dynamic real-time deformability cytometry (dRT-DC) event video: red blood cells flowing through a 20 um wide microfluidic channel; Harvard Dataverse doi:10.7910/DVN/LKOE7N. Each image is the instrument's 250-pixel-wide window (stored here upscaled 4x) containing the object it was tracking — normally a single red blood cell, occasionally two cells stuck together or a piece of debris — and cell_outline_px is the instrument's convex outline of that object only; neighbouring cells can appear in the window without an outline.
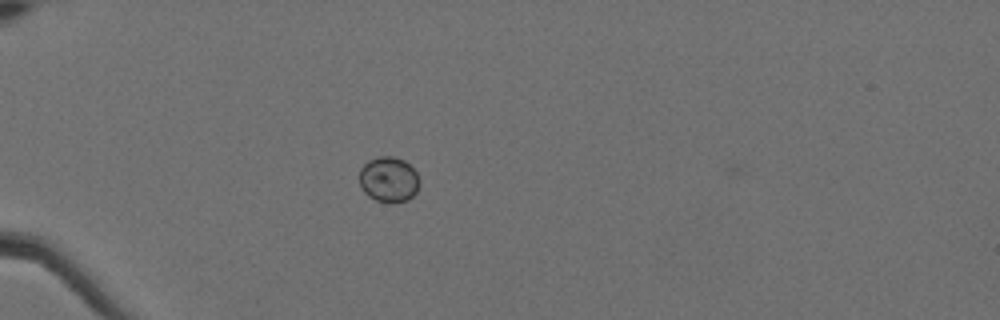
{"species": "Egyptian fruit bat (a non-hibernating species)", "species_latin": "Rousettus aegyptiacus", "temperature_condition": "cold", "stored_images_in_passage": 41, "camera_frame_rate_fps": 3000, "um_per_image_px": 0.085, "animal": {"sex": "female"}, "frame": {"image": 1, "passage_image": 1, "time_ms": 0.0, "image_size_px": [1000, 320], "cell_outline_px": [[420, 184], [416, 192], [408, 200], [392, 204], [388, 204], [376, 200], [368, 196], [360, 188], [360, 168], [368, 160], [380, 156], [392, 156], [404, 160], [416, 172], [420, 180]], "centroid_in_image_um": [33.04, 15.28], "position_along_channel_um": 52.0, "area_um2": 16.18}}
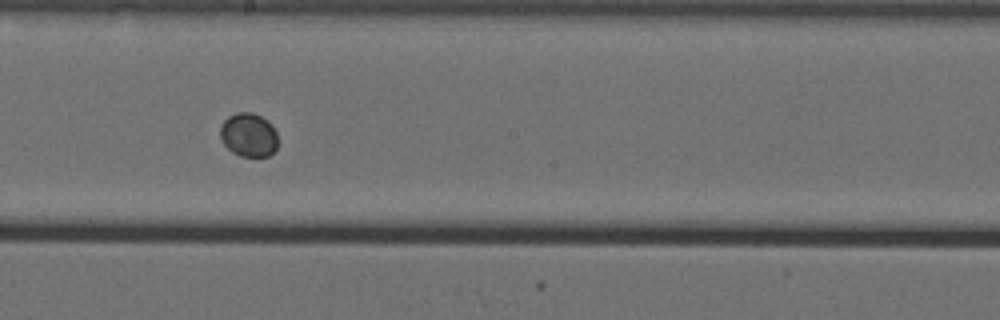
{"frame": {"image": 2, "passage_image": 18, "time_ms": 5.667, "image_size_px": [1000, 320], "cell_outline_px": [[276, 148], [268, 156], [240, 156], [232, 152], [224, 144], [220, 136], [220, 124], [228, 116], [236, 112], [252, 112], [268, 120], [272, 124], [276, 132]], "centroid_in_image_um": [21.11, 11.44], "position_along_channel_um": 227.1, "area_um2": 14.74}}
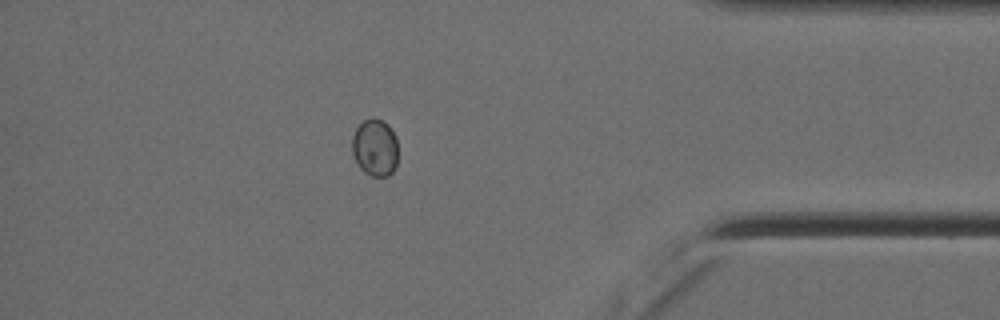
{"frame": {"image": 3, "passage_image": 35, "time_ms": 11.333, "image_size_px": [1000, 320], "cell_outline_px": [[396, 164], [392, 172], [388, 176], [372, 176], [364, 172], [360, 168], [352, 152], [352, 136], [356, 128], [364, 120], [372, 116], [388, 124], [396, 136]], "centroid_in_image_um": [31.86, 12.53], "position_along_channel_um": 403.3, "area_um2": 15.26}}